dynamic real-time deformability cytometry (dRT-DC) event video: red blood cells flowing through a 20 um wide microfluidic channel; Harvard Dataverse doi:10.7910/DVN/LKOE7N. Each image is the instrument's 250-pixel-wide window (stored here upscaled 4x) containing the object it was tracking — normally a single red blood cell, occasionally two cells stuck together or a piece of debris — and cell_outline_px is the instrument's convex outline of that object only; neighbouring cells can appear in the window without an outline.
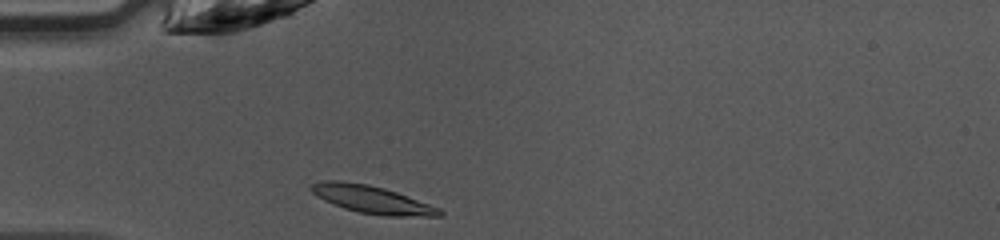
{"species": "common noctule bat (a hibernating species)", "species_latin": "Nyctalus noctula", "temperature_condition": "warm", "stored_images_in_passage": 34, "camera_frame_rate_fps": 3000, "um_per_image_px": 0.085, "animal": {"sex": "female", "body_mass_g": 10.0, "forearm_length_mm": 53.1}, "frame": {"image": 1, "passage_image": 1, "time_ms": 0.0, "image_size_px": [1000, 240], "cell_outline_px": [[444, 216], [384, 216], [360, 212], [344, 208], [324, 200], [316, 196], [308, 188], [312, 184], [324, 180], [336, 180], [368, 184], [384, 188], [396, 192], [440, 208], [444, 212]], "centroid_in_image_um": [31.62, 16.96], "position_along_channel_um": 53.4, "area_um2": 20.58}}
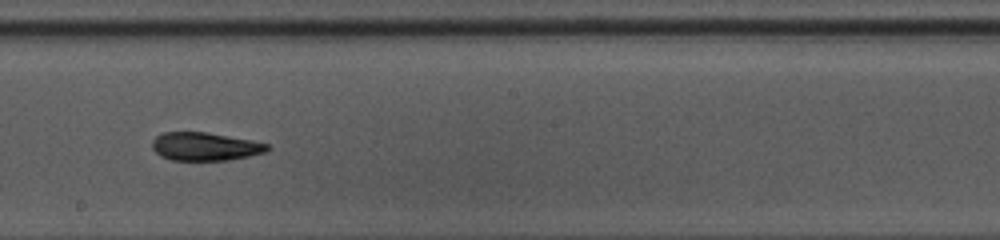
{"frame": {"image": 2, "passage_image": 14, "time_ms": 4.333, "image_size_px": [1000, 240], "cell_outline_px": [[268, 152], [228, 160], [172, 160], [160, 156], [152, 148], [152, 140], [156, 136], [164, 132], [208, 132], [252, 140], [268, 144]], "centroid_in_image_um": [17.42, 12.45], "position_along_channel_um": 230.8, "area_um2": 18.96}}
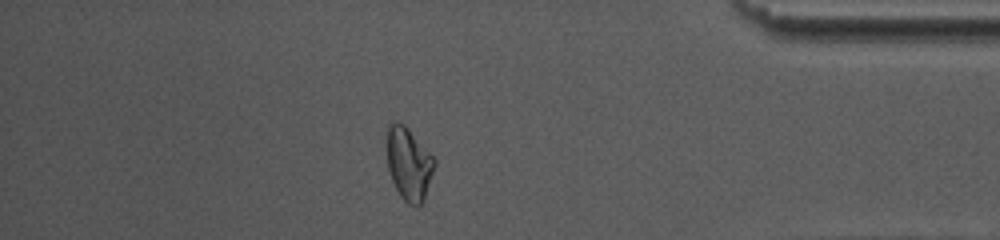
{"frame": {"image": 3, "passage_image": 28, "time_ms": 9.0, "image_size_px": [1000, 240], "cell_outline_px": [[436, 164], [424, 200], [416, 208], [408, 204], [400, 196], [392, 180], [388, 168], [388, 124], [396, 120], [404, 124], [408, 128], [436, 160]], "centroid_in_image_um": [34.77, 13.94], "position_along_channel_um": 400.4, "area_um2": 20.06}, "authors_computed_cell_mechanics": {"area_um2": 19.5942, "velocity_mm_per_s": 4.2787, "shape_relaxation_time_tau1_ms": 6.6356, "shape_relaxation_time_tau2_ms": 3.3664, "deformation_change_tau1": 0.1746, "deformation_change_tau2": 0.1048}}